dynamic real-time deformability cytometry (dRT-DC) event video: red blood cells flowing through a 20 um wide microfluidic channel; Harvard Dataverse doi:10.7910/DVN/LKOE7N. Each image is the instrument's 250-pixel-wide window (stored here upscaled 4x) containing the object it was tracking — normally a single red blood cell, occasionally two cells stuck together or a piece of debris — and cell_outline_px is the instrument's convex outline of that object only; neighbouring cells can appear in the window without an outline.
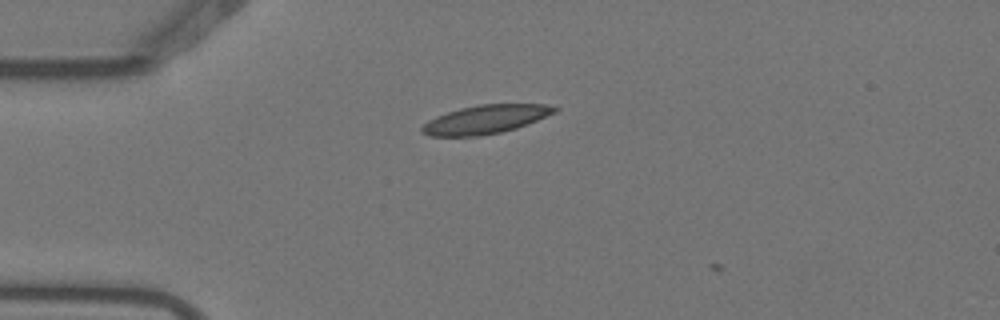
{"species": "Egyptian fruit bat (a non-hibernating species)", "species_latin": "Rousettus aegyptiacus", "temperature_condition": "warm", "stored_images_in_passage": 5, "camera_frame_rate_fps": 3000, "um_per_image_px": 0.085, "animal": {"sex": "female"}, "frame": {"image": 1, "passage_image": 2, "time_ms": 0.333, "image_size_px": [1000, 320], "cell_outline_px": [[560, 108], [556, 112], [516, 128], [500, 132], [480, 136], [428, 136], [420, 132], [420, 128], [428, 120], [436, 116], [460, 108], [480, 104], [548, 104]], "centroid_in_image_um": [41.24, 10.15], "position_along_channel_um": 43.8, "area_um2": 22.08}}
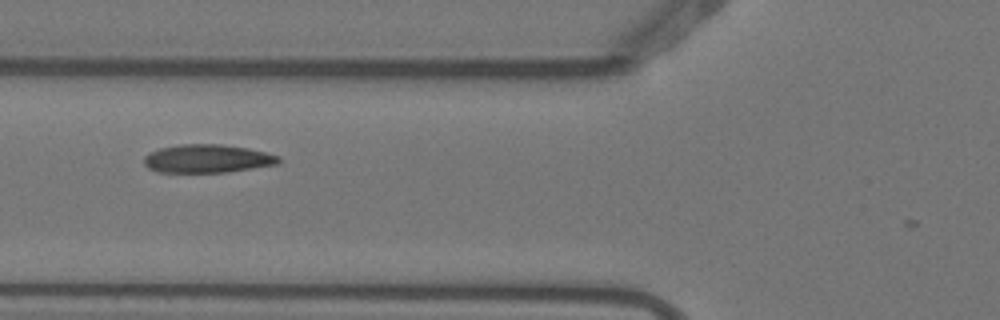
{"frame": {"image": 2, "passage_image": 4, "time_ms": 1.0, "image_size_px": [1000, 320], "cell_outline_px": [[280, 164], [228, 172], [156, 172], [148, 168], [144, 164], [144, 156], [148, 152], [160, 148], [180, 144], [220, 144], [248, 148], [280, 156]], "centroid_in_image_um": [17.61, 13.49], "position_along_channel_um": 108.2, "area_um2": 22.37}}
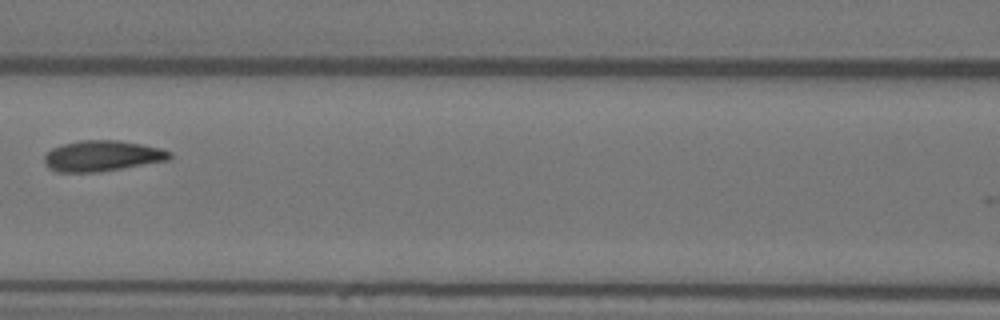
{"frame": {"image": 3, "passage_image": 5, "time_ms": 1.333, "image_size_px": [1000, 320], "cell_outline_px": [[172, 156], [168, 160], [100, 172], [56, 172], [48, 168], [44, 160], [44, 156], [52, 148], [64, 144], [80, 140], [120, 140], [160, 148], [172, 152]], "centroid_in_image_um": [8.68, 13.25], "position_along_channel_um": 157.9, "area_um2": 22.43}}